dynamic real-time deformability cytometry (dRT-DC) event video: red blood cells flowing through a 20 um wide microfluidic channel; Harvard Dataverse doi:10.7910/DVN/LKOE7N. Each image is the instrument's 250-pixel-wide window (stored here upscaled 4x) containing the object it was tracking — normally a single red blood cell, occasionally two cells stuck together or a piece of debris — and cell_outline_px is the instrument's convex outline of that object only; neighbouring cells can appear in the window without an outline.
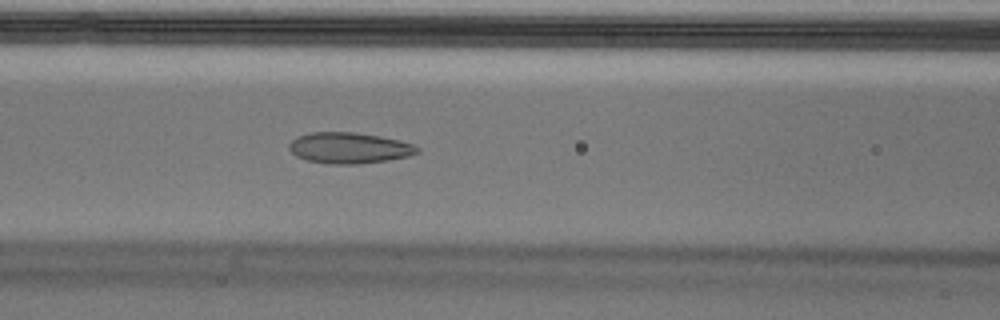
{"species": "Egyptian fruit bat (a non-hibernating species)", "species_latin": "Rousettus aegyptiacus", "temperature_condition": "cold", "stored_images_in_passage": 49, "camera_frame_rate_fps": 3000, "um_per_image_px": 0.085, "animal": {"sex": "male"}, "frame": {"image": 1, "passage_image": 22, "time_ms": 7.0, "image_size_px": [1000, 320], "cell_outline_px": [[420, 152], [408, 156], [388, 160], [356, 164], [328, 164], [308, 160], [296, 156], [288, 148], [288, 144], [296, 136], [312, 132], [356, 132], [380, 136], [400, 140], [412, 144], [420, 148]], "centroid_in_image_um": [29.68, 12.57], "position_along_channel_um": 136.9, "area_um2": 23.24}}